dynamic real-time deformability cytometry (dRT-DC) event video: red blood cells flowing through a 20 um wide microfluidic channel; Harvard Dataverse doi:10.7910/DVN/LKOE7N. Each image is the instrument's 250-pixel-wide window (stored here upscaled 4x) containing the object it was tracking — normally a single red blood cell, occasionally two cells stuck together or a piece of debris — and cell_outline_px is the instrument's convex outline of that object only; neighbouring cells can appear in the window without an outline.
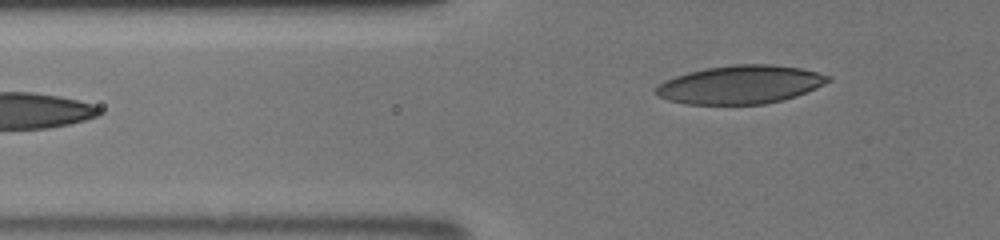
{"species": "human", "species_latin": "Homo sapiens", "temperature_condition": "room temperature", "stored_images_in_passage": 17, "camera_frame_rate_fps": 3000, "um_per_image_px": 0.085, "donor": {"sex": "male"}, "frame": {"image": 1, "passage_image": 17, "time_ms": 7.333, "image_size_px": [1000, 240], "cell_outline_px": [[832, 80], [824, 84], [796, 96], [784, 100], [764, 104], [684, 104], [668, 100], [660, 96], [656, 92], [656, 88], [664, 80], [688, 72], [704, 68], [732, 64], [772, 64], [800, 68], [832, 76]], "centroid_in_image_um": [62.95, 7.18], "position_along_channel_um": 62.9, "area_um2": 38.49}}